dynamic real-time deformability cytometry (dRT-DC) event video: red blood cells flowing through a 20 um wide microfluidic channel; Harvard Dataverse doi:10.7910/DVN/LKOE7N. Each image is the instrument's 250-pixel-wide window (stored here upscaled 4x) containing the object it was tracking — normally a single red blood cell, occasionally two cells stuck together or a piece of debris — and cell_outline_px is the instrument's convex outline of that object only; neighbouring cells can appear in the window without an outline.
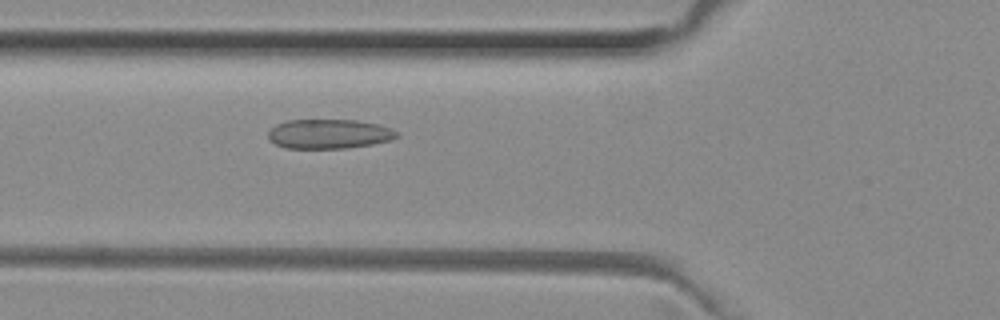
{"species": "common noctule bat (a hibernating species)", "species_latin": "Nyctalus noctula", "temperature_condition": "room temperature", "stored_images_in_passage": 44, "camera_frame_rate_fps": 3000, "um_per_image_px": 0.085, "animal": {"sex": "female", "body_mass_g": 29.2, "forearm_length_mm": 56.3}, "frame": {"image": 1, "passage_image": 16, "time_ms": 5.0, "image_size_px": [1000, 320], "cell_outline_px": [[400, 136], [392, 140], [372, 144], [344, 148], [284, 148], [268, 140], [268, 132], [276, 124], [288, 120], [356, 120], [376, 124], [392, 128]], "centroid_in_image_um": [27.96, 11.38], "position_along_channel_um": 97.8, "area_um2": 22.08}}
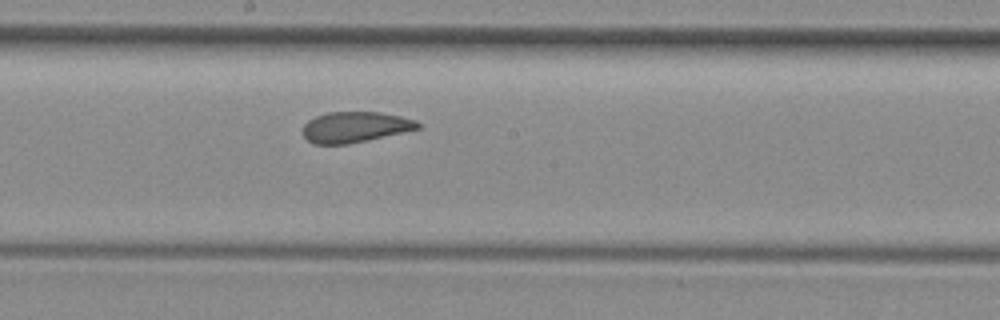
{"frame": {"image": 2, "passage_image": 25, "time_ms": 8.0, "image_size_px": [1000, 320], "cell_outline_px": [[420, 128], [348, 144], [316, 144], [308, 140], [304, 136], [304, 124], [308, 120], [316, 116], [328, 112], [380, 112], [400, 116], [416, 120], [420, 124]], "centroid_in_image_um": [30.17, 10.79], "position_along_channel_um": 218.0, "area_um2": 20.29}}
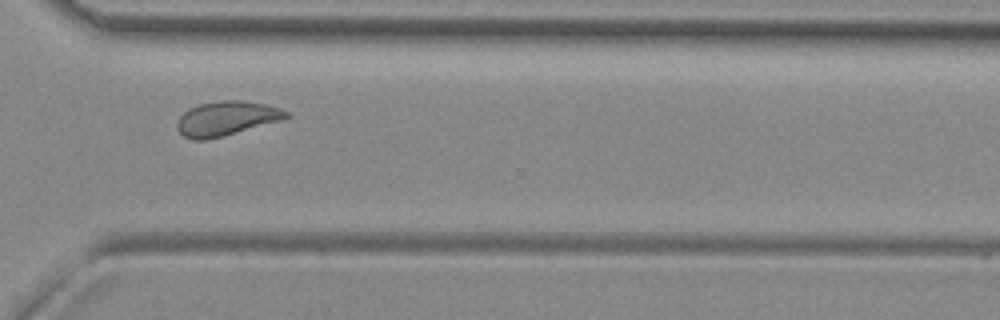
{"frame": {"image": 3, "passage_image": 35, "time_ms": 11.333, "image_size_px": [1000, 320], "cell_outline_px": [[292, 116], [280, 120], [208, 140], [192, 140], [184, 136], [176, 128], [176, 120], [188, 108], [200, 104], [220, 100], [244, 100], [264, 104], [280, 108], [288, 112]], "centroid_in_image_um": [19.21, 10.06], "position_along_channel_um": 351.4, "area_um2": 21.85}, "authors_computed_cell_mechanics": {"area_um2": 22.0218, "velocity_mm_per_s": 4.0019, "shape_relaxation_time_tau1_ms": null, "shape_relaxation_time_tau2_ms": 1.0699, "deformation_change_tau1": null, "deformation_change_tau2": 0.087}}